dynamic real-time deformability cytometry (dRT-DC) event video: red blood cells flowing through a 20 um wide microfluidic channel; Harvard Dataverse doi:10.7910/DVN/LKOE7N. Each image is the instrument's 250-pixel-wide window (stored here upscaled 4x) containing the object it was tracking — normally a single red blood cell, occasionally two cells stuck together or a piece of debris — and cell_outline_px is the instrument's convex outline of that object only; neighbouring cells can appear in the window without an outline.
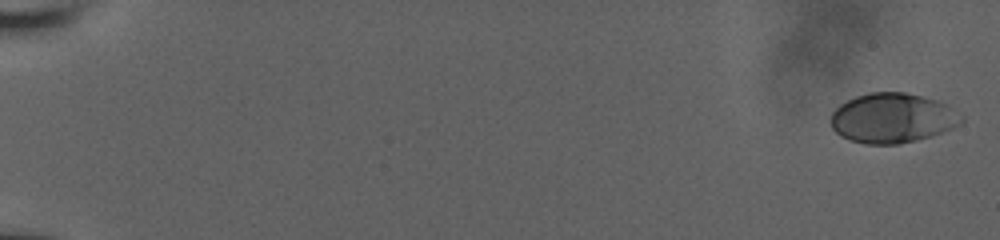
{"species": "human", "species_latin": "Homo sapiens", "temperature_condition": "room temperature", "stored_images_in_passage": 44, "camera_frame_rate_fps": 3000, "um_per_image_px": 0.085, "donor": {"sex": "male"}, "frame": {"image": 1, "passage_image": 1, "time_ms": 0.0, "image_size_px": [1000, 240], "cell_outline_px": [[964, 120], [960, 124], [952, 128], [916, 140], [900, 144], [864, 144], [848, 140], [840, 136], [832, 128], [828, 120], [832, 112], [840, 104], [856, 96], [868, 92], [904, 92], [936, 100], [948, 104], [964, 116]], "centroid_in_image_um": [75.83, 10.04], "position_along_channel_um": 9.2, "area_um2": 38.15}}
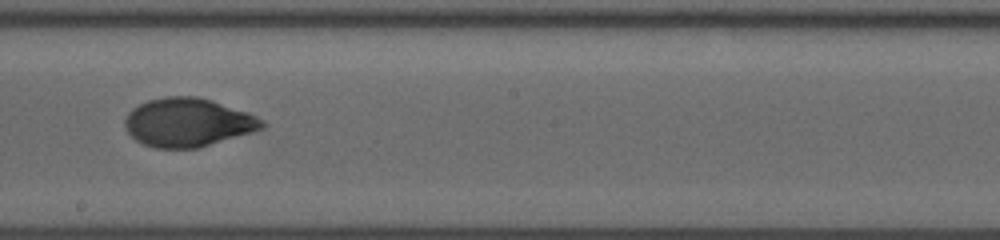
{"frame": {"image": 2, "passage_image": 23, "time_ms": 11.0, "image_size_px": [1000, 240], "cell_outline_px": [[268, 124], [264, 128], [252, 132], [196, 148], [156, 148], [144, 144], [136, 140], [124, 128], [124, 120], [128, 112], [132, 108], [148, 100], [164, 96], [200, 96], [248, 112], [264, 120]], "centroid_in_image_um": [15.97, 10.39], "position_along_channel_um": 232.2, "area_um2": 38.96}}
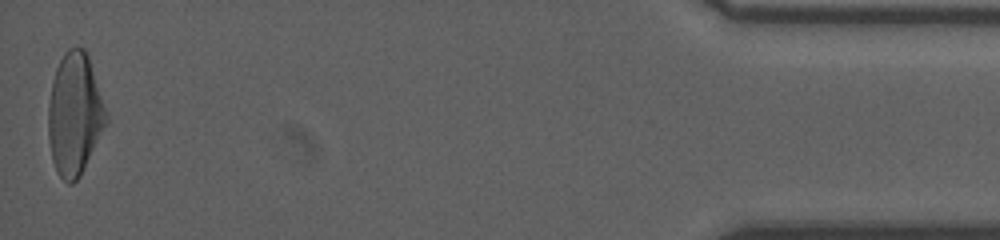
{"frame": {"image": 3, "passage_image": 44, "time_ms": 18.0, "image_size_px": [1000, 240], "cell_outline_px": [[108, 120], [80, 176], [72, 184], [68, 184], [56, 172], [52, 160], [48, 136], [48, 104], [52, 80], [56, 68], [64, 52], [68, 48], [76, 44], [84, 48], [88, 56], [108, 112]], "centroid_in_image_um": [6.34, 9.68], "position_along_channel_um": 428.9, "area_um2": 41.5}}